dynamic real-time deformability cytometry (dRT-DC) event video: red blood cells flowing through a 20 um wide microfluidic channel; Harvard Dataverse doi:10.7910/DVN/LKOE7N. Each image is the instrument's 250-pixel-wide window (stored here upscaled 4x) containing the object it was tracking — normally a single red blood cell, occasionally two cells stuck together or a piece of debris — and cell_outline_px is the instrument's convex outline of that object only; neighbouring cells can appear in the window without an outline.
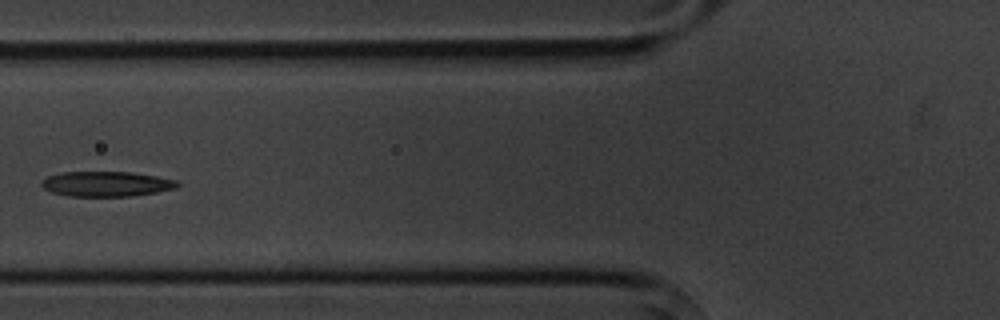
{"species": "common noctule bat (a hibernating species)", "species_latin": "Nyctalus noctula", "temperature_condition": "cold", "stored_images_in_passage": 8, "camera_frame_rate_fps": 3000, "um_per_image_px": 0.085, "animal": {"sex": "male", "body_mass_g": 20.1, "forearm_length_mm": 53.5}, "frame": {"image": 1, "passage_image": 5, "time_ms": 4.667, "image_size_px": [1000, 320], "cell_outline_px": [[180, 184], [176, 188], [156, 192], [132, 196], [68, 196], [52, 192], [44, 188], [40, 184], [40, 180], [48, 176], [60, 172], [132, 172], [180, 180]], "centroid_in_image_um": [9.05, 15.63], "position_along_channel_um": 116.8, "area_um2": 20.0}}
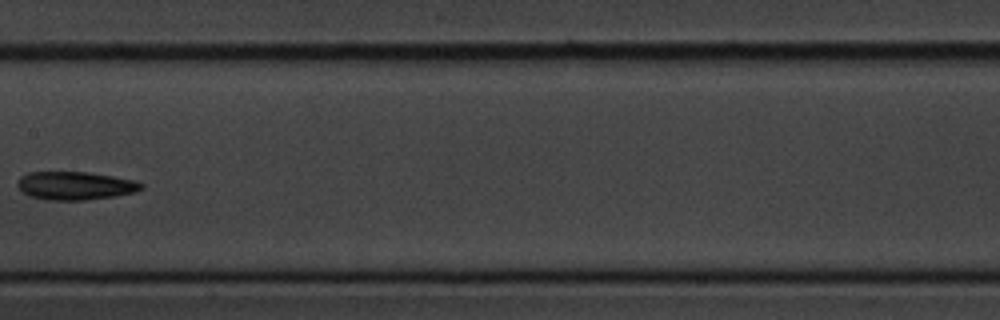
{"frame": {"image": 2, "passage_image": 7, "time_ms": 7.0, "image_size_px": [1000, 320], "cell_outline_px": [[144, 188], [136, 192], [116, 196], [84, 200], [48, 200], [32, 196], [20, 192], [16, 184], [20, 176], [28, 172], [88, 172], [136, 180], [144, 184]], "centroid_in_image_um": [6.4, 15.78], "position_along_channel_um": 201.0, "area_um2": 20.58}}
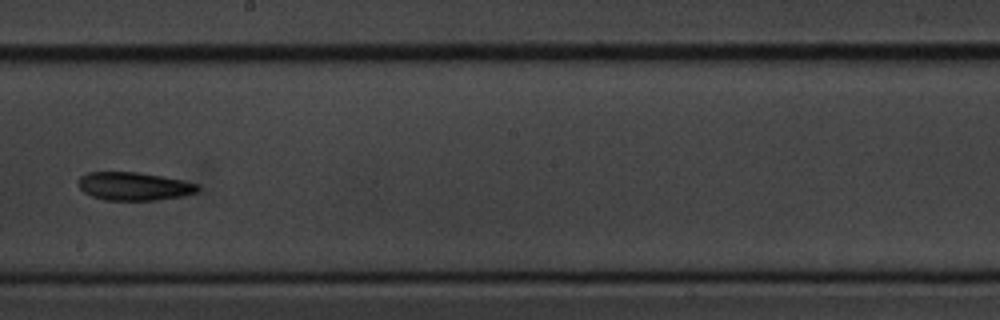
{"frame": {"image": 3, "passage_image": 8, "time_ms": 8.0, "image_size_px": [1000, 320], "cell_outline_px": [[200, 188], [196, 192], [184, 196], [156, 200], [104, 200], [92, 196], [84, 192], [76, 184], [76, 180], [80, 176], [88, 172], [136, 172], [184, 180], [200, 184]], "centroid_in_image_um": [11.38, 15.83], "position_along_channel_um": 236.8, "area_um2": 19.83}}